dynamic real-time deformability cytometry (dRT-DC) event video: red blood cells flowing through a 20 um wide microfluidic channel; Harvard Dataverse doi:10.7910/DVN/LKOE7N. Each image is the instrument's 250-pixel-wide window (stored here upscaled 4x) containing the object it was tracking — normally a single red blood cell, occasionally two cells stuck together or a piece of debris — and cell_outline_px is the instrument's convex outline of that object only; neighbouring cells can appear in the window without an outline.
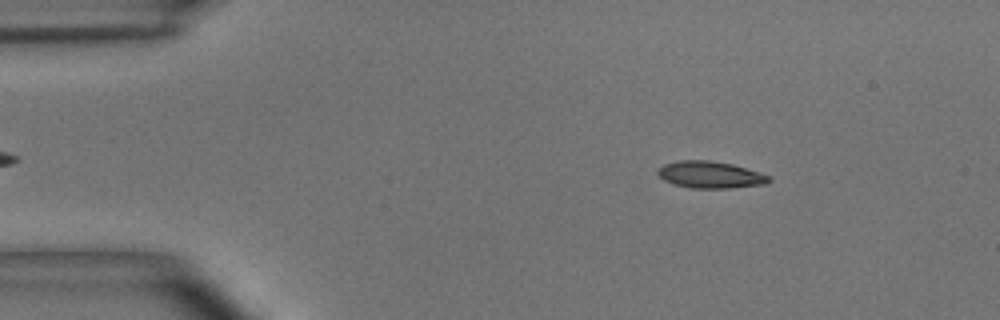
{"species": "common noctule bat (a hibernating species)", "species_latin": "Nyctalus noctula", "temperature_condition": "room temperature", "stored_images_in_passage": 50, "camera_frame_rate_fps": 3000, "um_per_image_px": 0.085, "animal": {"sex": "male", "body_mass_g": 15.6}, "frame": {"image": 1, "passage_image": 4, "time_ms": 1.0, "image_size_px": [1000, 320], "cell_outline_px": [[772, 180], [768, 184], [732, 188], [692, 188], [676, 184], [664, 180], [656, 172], [664, 164], [680, 160], [708, 160], [732, 164], [760, 172], [772, 176]], "centroid_in_image_um": [60.45, 14.86], "position_along_channel_um": 24.6, "area_um2": 17.46}}
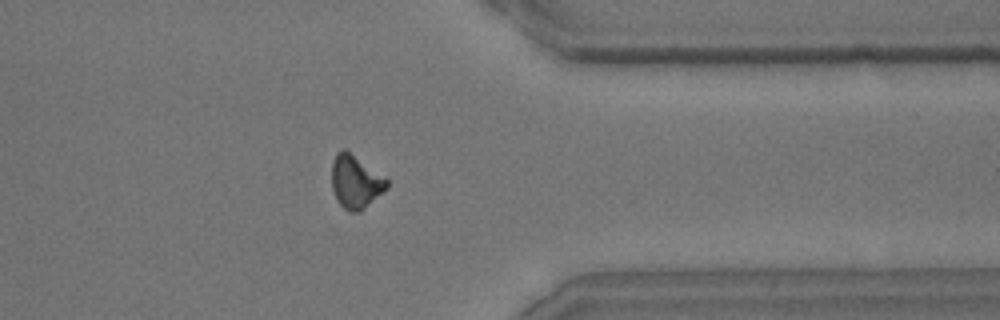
{"frame": {"image": 2, "passage_image": 39, "time_ms": 12.667, "image_size_px": [1000, 320], "cell_outline_px": [[388, 188], [364, 208], [356, 212], [348, 212], [336, 200], [332, 188], [332, 160], [336, 152], [344, 148], [388, 180]], "centroid_in_image_um": [30.19, 15.45], "position_along_channel_um": 381.2, "area_um2": 16.88}}
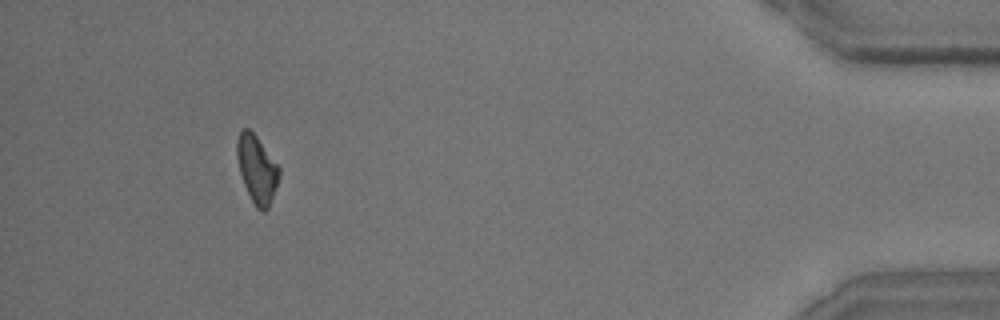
{"frame": {"image": 3, "passage_image": 46, "time_ms": 15.0, "image_size_px": [1000, 320], "cell_outline_px": [[280, 176], [268, 208], [264, 212], [256, 208], [244, 184], [240, 172], [236, 156], [236, 140], [240, 132], [244, 128], [248, 128], [256, 136], [280, 168]], "centroid_in_image_um": [21.83, 14.37], "position_along_channel_um": 413.4, "area_um2": 16.36}, "authors_computed_cell_mechanics": {"area_um2": 16.9932, "velocity_mm_per_s": 3.6839, "shape_relaxation_time_tau1_ms": 3.4836, "shape_relaxation_time_tau2_ms": null, "deformation_change_tau1": 0.1556, "deformation_change_tau2": null}}